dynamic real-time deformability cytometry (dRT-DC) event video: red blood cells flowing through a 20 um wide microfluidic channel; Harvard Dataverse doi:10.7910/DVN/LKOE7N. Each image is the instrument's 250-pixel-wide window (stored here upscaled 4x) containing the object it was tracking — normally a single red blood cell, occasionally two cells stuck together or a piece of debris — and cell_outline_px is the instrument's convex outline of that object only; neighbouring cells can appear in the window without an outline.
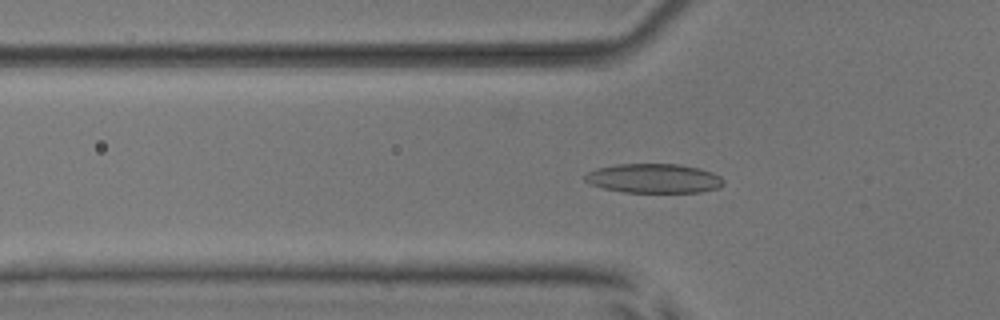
{"species": "common noctule bat (a hibernating species)", "species_latin": "Nyctalus noctula", "temperature_condition": "room temperature", "stored_images_in_passage": 47, "camera_frame_rate_fps": 3000, "um_per_image_px": 0.085, "animal": {"sex": "male", "body_mass_g": 17.9, "forearm_length_mm": 54.2}, "frame": {"image": 1, "passage_image": 18, "time_ms": 5.667, "image_size_px": [1000, 320], "cell_outline_px": [[724, 184], [716, 188], [700, 192], [624, 192], [604, 188], [588, 184], [584, 180], [584, 176], [588, 172], [596, 168], [616, 164], [680, 164], [700, 168], [712, 172], [720, 176], [724, 180]], "centroid_in_image_um": [55.56, 15.15], "position_along_channel_um": 70.2, "area_um2": 23.76}}
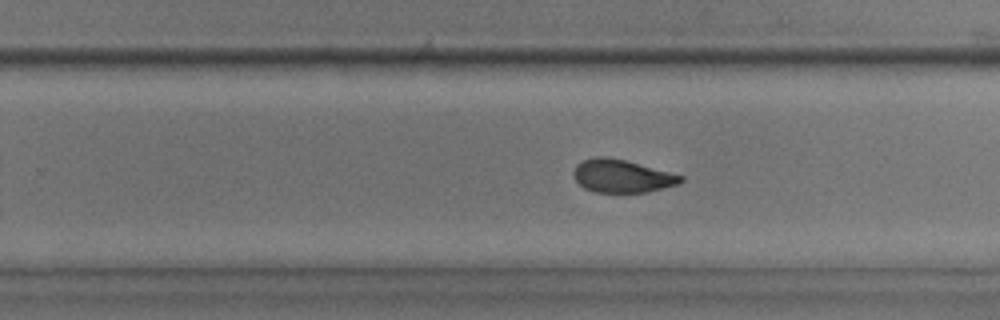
{"frame": {"image": 2, "passage_image": 34, "time_ms": 11.0, "image_size_px": [1000, 320], "cell_outline_px": [[684, 180], [680, 184], [648, 192], [596, 192], [584, 188], [572, 176], [572, 172], [576, 164], [584, 160], [596, 156], [604, 156], [624, 160], [684, 176]], "centroid_in_image_um": [52.85, 14.97], "position_along_channel_um": 276.9, "area_um2": 20.52}}
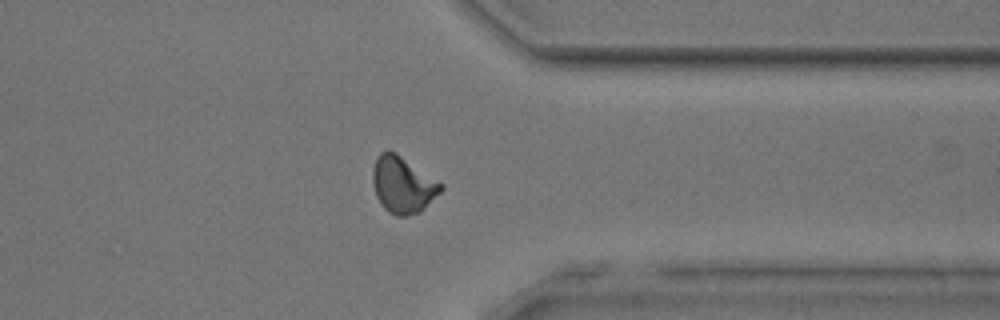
{"frame": {"image": 3, "passage_image": 42, "time_ms": 13.667, "image_size_px": [1000, 320], "cell_outline_px": [[444, 188], [420, 212], [408, 216], [396, 216], [388, 212], [380, 204], [376, 196], [372, 180], [372, 168], [376, 156], [380, 152], [388, 148], [396, 152], [444, 184]], "centroid_in_image_um": [34.21, 15.68], "position_along_channel_um": 377.2, "area_um2": 22.83}, "authors_computed_cell_mechanics": {"area_um2": 21.7906, "velocity_mm_per_s": 3.8956, "shape_relaxation_time_tau1_ms": 3.8325, "shape_relaxation_time_tau2_ms": 1.6329, "deformation_change_tau1": 0.144, "deformation_change_tau2": 0.0689}}